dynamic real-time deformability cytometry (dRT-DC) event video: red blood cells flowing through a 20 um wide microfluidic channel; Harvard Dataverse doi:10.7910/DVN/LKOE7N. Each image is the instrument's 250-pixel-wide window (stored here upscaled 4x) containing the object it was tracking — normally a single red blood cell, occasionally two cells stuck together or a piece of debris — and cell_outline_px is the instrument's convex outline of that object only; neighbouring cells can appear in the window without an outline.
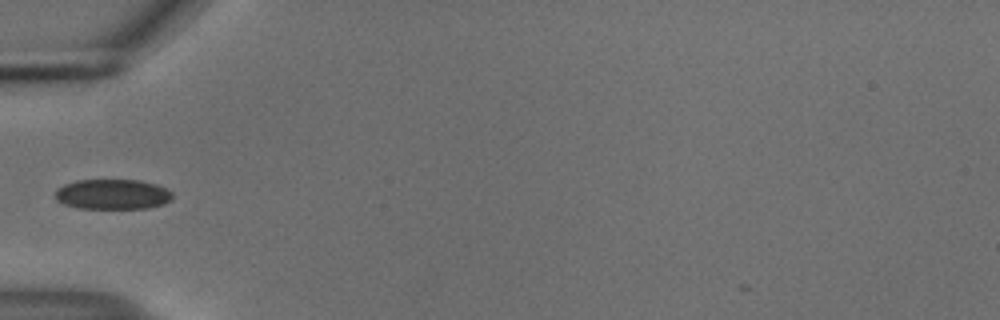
{"species": "common noctule bat (a hibernating species)", "species_latin": "Nyctalus noctula", "temperature_condition": "cold", "stored_images_in_passage": 31, "camera_frame_rate_fps": 3000, "um_per_image_px": 0.085, "animal": {"sex": "male", "body_mass_g": 18.8}, "frame": {"image": 1, "passage_image": 2, "time_ms": 0.333, "image_size_px": [1000, 320], "cell_outline_px": [[172, 200], [164, 204], [148, 208], [76, 208], [64, 204], [56, 200], [56, 192], [64, 184], [76, 180], [140, 180], [156, 184], [172, 192]], "centroid_in_image_um": [9.59, 16.51], "position_along_channel_um": 75.4, "area_um2": 20.58}}
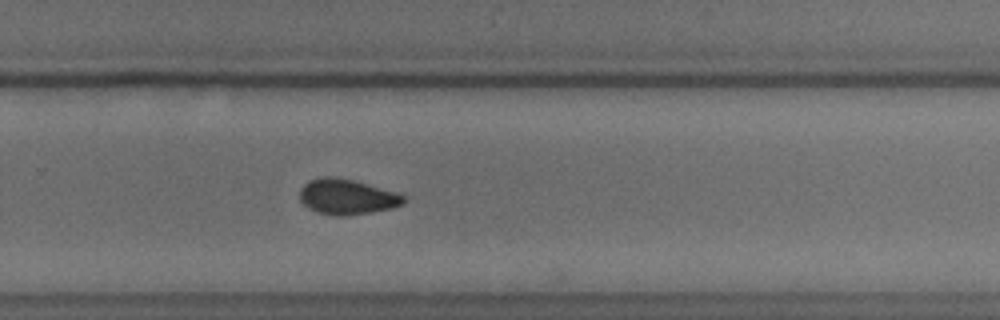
{"frame": {"image": 2, "passage_image": 20, "time_ms": 6.333, "image_size_px": [1000, 320], "cell_outline_px": [[404, 204], [392, 208], [344, 216], [336, 216], [320, 212], [308, 208], [300, 200], [300, 188], [308, 180], [324, 176], [336, 176], [352, 180], [396, 192], [404, 196]], "centroid_in_image_um": [29.46, 16.71], "position_along_channel_um": 300.3, "area_um2": 21.21}}
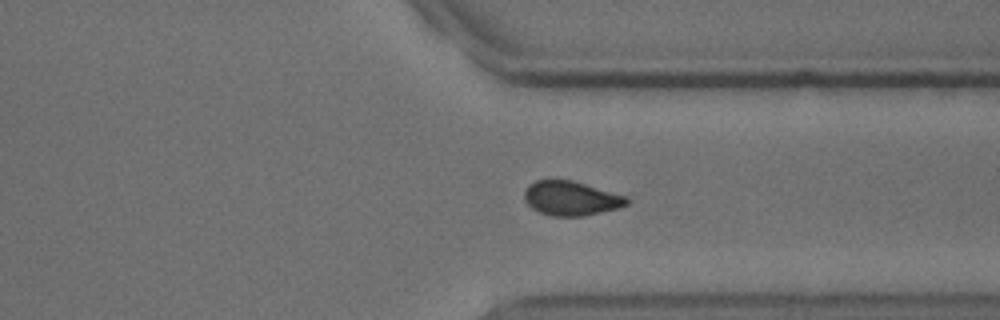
{"frame": {"image": 3, "passage_image": 25, "time_ms": 8.0, "image_size_px": [1000, 320], "cell_outline_px": [[628, 204], [620, 208], [584, 216], [552, 216], [540, 212], [532, 208], [524, 200], [524, 192], [528, 184], [536, 180], [572, 180], [628, 196]], "centroid_in_image_um": [48.55, 16.86], "position_along_channel_um": 362.8, "area_um2": 20.63}, "authors_computed_cell_mechanics": {"area_um2": 20.8658, "velocity_mm_per_s": 3.7421, "shape_relaxation_time_tau1_ms": 2.6487, "shape_relaxation_time_tau2_ms": 2.8735, "deformation_change_tau1": 0.0819, "deformation_change_tau2": 0.0543}}